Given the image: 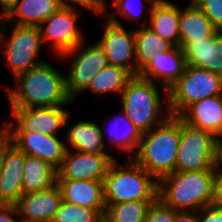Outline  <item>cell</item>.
<instances>
[{
  "label": "cell",
  "mask_w": 222,
  "mask_h": 222,
  "mask_svg": "<svg viewBox=\"0 0 222 222\" xmlns=\"http://www.w3.org/2000/svg\"><path fill=\"white\" fill-rule=\"evenodd\" d=\"M17 88L6 87L10 108L58 107L70 104L65 75L47 61L21 73Z\"/></svg>",
  "instance_id": "cell-1"
},
{
  "label": "cell",
  "mask_w": 222,
  "mask_h": 222,
  "mask_svg": "<svg viewBox=\"0 0 222 222\" xmlns=\"http://www.w3.org/2000/svg\"><path fill=\"white\" fill-rule=\"evenodd\" d=\"M62 7L60 0H19L5 17V26H39Z\"/></svg>",
  "instance_id": "cell-22"
},
{
  "label": "cell",
  "mask_w": 222,
  "mask_h": 222,
  "mask_svg": "<svg viewBox=\"0 0 222 222\" xmlns=\"http://www.w3.org/2000/svg\"><path fill=\"white\" fill-rule=\"evenodd\" d=\"M176 210L164 205L158 198L149 207L144 222H175Z\"/></svg>",
  "instance_id": "cell-33"
},
{
  "label": "cell",
  "mask_w": 222,
  "mask_h": 222,
  "mask_svg": "<svg viewBox=\"0 0 222 222\" xmlns=\"http://www.w3.org/2000/svg\"><path fill=\"white\" fill-rule=\"evenodd\" d=\"M190 1L186 8L180 9L179 45L182 49L190 42L211 37L218 31L200 8Z\"/></svg>",
  "instance_id": "cell-21"
},
{
  "label": "cell",
  "mask_w": 222,
  "mask_h": 222,
  "mask_svg": "<svg viewBox=\"0 0 222 222\" xmlns=\"http://www.w3.org/2000/svg\"><path fill=\"white\" fill-rule=\"evenodd\" d=\"M180 143V118L170 115L162 124L144 132L135 156L130 155L157 181L176 171Z\"/></svg>",
  "instance_id": "cell-3"
},
{
  "label": "cell",
  "mask_w": 222,
  "mask_h": 222,
  "mask_svg": "<svg viewBox=\"0 0 222 222\" xmlns=\"http://www.w3.org/2000/svg\"><path fill=\"white\" fill-rule=\"evenodd\" d=\"M218 31H222V0H193Z\"/></svg>",
  "instance_id": "cell-32"
},
{
  "label": "cell",
  "mask_w": 222,
  "mask_h": 222,
  "mask_svg": "<svg viewBox=\"0 0 222 222\" xmlns=\"http://www.w3.org/2000/svg\"><path fill=\"white\" fill-rule=\"evenodd\" d=\"M156 83L139 75L133 76L120 94L121 110L142 133L162 124L170 116L169 112L166 118L161 116L164 112L159 91H163L168 97V90Z\"/></svg>",
  "instance_id": "cell-5"
},
{
  "label": "cell",
  "mask_w": 222,
  "mask_h": 222,
  "mask_svg": "<svg viewBox=\"0 0 222 222\" xmlns=\"http://www.w3.org/2000/svg\"><path fill=\"white\" fill-rule=\"evenodd\" d=\"M215 135L194 128L180 119V143L176 171L216 170L214 167Z\"/></svg>",
  "instance_id": "cell-8"
},
{
  "label": "cell",
  "mask_w": 222,
  "mask_h": 222,
  "mask_svg": "<svg viewBox=\"0 0 222 222\" xmlns=\"http://www.w3.org/2000/svg\"><path fill=\"white\" fill-rule=\"evenodd\" d=\"M195 211H177L175 216V222H198V214H193Z\"/></svg>",
  "instance_id": "cell-38"
},
{
  "label": "cell",
  "mask_w": 222,
  "mask_h": 222,
  "mask_svg": "<svg viewBox=\"0 0 222 222\" xmlns=\"http://www.w3.org/2000/svg\"><path fill=\"white\" fill-rule=\"evenodd\" d=\"M111 129L109 128V139L112 146L115 145L119 150L126 151L127 153L133 152V157L135 152L139 148L143 133L133 124V122L126 116L125 112L122 110L119 115L114 116L112 120L113 123ZM109 123V124H110ZM123 123L124 127L121 126ZM123 127L120 129L119 127ZM132 151V152H131Z\"/></svg>",
  "instance_id": "cell-27"
},
{
  "label": "cell",
  "mask_w": 222,
  "mask_h": 222,
  "mask_svg": "<svg viewBox=\"0 0 222 222\" xmlns=\"http://www.w3.org/2000/svg\"><path fill=\"white\" fill-rule=\"evenodd\" d=\"M16 204H0V222H21ZM16 218V219H15Z\"/></svg>",
  "instance_id": "cell-36"
},
{
  "label": "cell",
  "mask_w": 222,
  "mask_h": 222,
  "mask_svg": "<svg viewBox=\"0 0 222 222\" xmlns=\"http://www.w3.org/2000/svg\"><path fill=\"white\" fill-rule=\"evenodd\" d=\"M145 1H148L151 5L155 4L152 0ZM142 2H144V0H113L111 3L113 4L116 13H119L124 18L131 20V22L138 20L137 23L140 24L139 19L142 17L144 11V8H142L144 7ZM136 3L139 4L136 5Z\"/></svg>",
  "instance_id": "cell-31"
},
{
  "label": "cell",
  "mask_w": 222,
  "mask_h": 222,
  "mask_svg": "<svg viewBox=\"0 0 222 222\" xmlns=\"http://www.w3.org/2000/svg\"><path fill=\"white\" fill-rule=\"evenodd\" d=\"M197 212L198 222H222V207L210 204Z\"/></svg>",
  "instance_id": "cell-35"
},
{
  "label": "cell",
  "mask_w": 222,
  "mask_h": 222,
  "mask_svg": "<svg viewBox=\"0 0 222 222\" xmlns=\"http://www.w3.org/2000/svg\"><path fill=\"white\" fill-rule=\"evenodd\" d=\"M154 3H161V2H165V1H168V0H152Z\"/></svg>",
  "instance_id": "cell-44"
},
{
  "label": "cell",
  "mask_w": 222,
  "mask_h": 222,
  "mask_svg": "<svg viewBox=\"0 0 222 222\" xmlns=\"http://www.w3.org/2000/svg\"><path fill=\"white\" fill-rule=\"evenodd\" d=\"M98 222H110L105 216H103Z\"/></svg>",
  "instance_id": "cell-43"
},
{
  "label": "cell",
  "mask_w": 222,
  "mask_h": 222,
  "mask_svg": "<svg viewBox=\"0 0 222 222\" xmlns=\"http://www.w3.org/2000/svg\"><path fill=\"white\" fill-rule=\"evenodd\" d=\"M132 77L128 70L108 64L91 80L86 90L96 94L116 92L120 95Z\"/></svg>",
  "instance_id": "cell-28"
},
{
  "label": "cell",
  "mask_w": 222,
  "mask_h": 222,
  "mask_svg": "<svg viewBox=\"0 0 222 222\" xmlns=\"http://www.w3.org/2000/svg\"><path fill=\"white\" fill-rule=\"evenodd\" d=\"M134 36L138 74L152 60L155 53L165 52L173 47L170 42L148 27L146 22L142 23V27L134 30Z\"/></svg>",
  "instance_id": "cell-26"
},
{
  "label": "cell",
  "mask_w": 222,
  "mask_h": 222,
  "mask_svg": "<svg viewBox=\"0 0 222 222\" xmlns=\"http://www.w3.org/2000/svg\"><path fill=\"white\" fill-rule=\"evenodd\" d=\"M215 140H222V127L218 131V133L215 135Z\"/></svg>",
  "instance_id": "cell-41"
},
{
  "label": "cell",
  "mask_w": 222,
  "mask_h": 222,
  "mask_svg": "<svg viewBox=\"0 0 222 222\" xmlns=\"http://www.w3.org/2000/svg\"><path fill=\"white\" fill-rule=\"evenodd\" d=\"M178 117L194 128L216 135L222 127V95L196 101Z\"/></svg>",
  "instance_id": "cell-19"
},
{
  "label": "cell",
  "mask_w": 222,
  "mask_h": 222,
  "mask_svg": "<svg viewBox=\"0 0 222 222\" xmlns=\"http://www.w3.org/2000/svg\"><path fill=\"white\" fill-rule=\"evenodd\" d=\"M101 18L106 19V24L103 35L97 42L106 52L109 64L120 66L137 76L134 30L127 31L114 15L109 16L106 11Z\"/></svg>",
  "instance_id": "cell-11"
},
{
  "label": "cell",
  "mask_w": 222,
  "mask_h": 222,
  "mask_svg": "<svg viewBox=\"0 0 222 222\" xmlns=\"http://www.w3.org/2000/svg\"><path fill=\"white\" fill-rule=\"evenodd\" d=\"M186 66L182 47L173 46L168 51L155 53L138 75L152 82L157 80L162 87L169 90L183 74Z\"/></svg>",
  "instance_id": "cell-17"
},
{
  "label": "cell",
  "mask_w": 222,
  "mask_h": 222,
  "mask_svg": "<svg viewBox=\"0 0 222 222\" xmlns=\"http://www.w3.org/2000/svg\"><path fill=\"white\" fill-rule=\"evenodd\" d=\"M82 47L83 43L60 56L67 58L75 54L74 60L69 65L68 74L65 75L66 92L72 101L86 91L91 80L109 64L106 52L97 41L79 52Z\"/></svg>",
  "instance_id": "cell-9"
},
{
  "label": "cell",
  "mask_w": 222,
  "mask_h": 222,
  "mask_svg": "<svg viewBox=\"0 0 222 222\" xmlns=\"http://www.w3.org/2000/svg\"><path fill=\"white\" fill-rule=\"evenodd\" d=\"M25 153L0 132V204H16L23 194Z\"/></svg>",
  "instance_id": "cell-13"
},
{
  "label": "cell",
  "mask_w": 222,
  "mask_h": 222,
  "mask_svg": "<svg viewBox=\"0 0 222 222\" xmlns=\"http://www.w3.org/2000/svg\"><path fill=\"white\" fill-rule=\"evenodd\" d=\"M154 201L137 200L105 205L104 216L110 222H144L148 209Z\"/></svg>",
  "instance_id": "cell-29"
},
{
  "label": "cell",
  "mask_w": 222,
  "mask_h": 222,
  "mask_svg": "<svg viewBox=\"0 0 222 222\" xmlns=\"http://www.w3.org/2000/svg\"><path fill=\"white\" fill-rule=\"evenodd\" d=\"M22 174L23 194L42 191L56 184V168L36 156L25 154Z\"/></svg>",
  "instance_id": "cell-25"
},
{
  "label": "cell",
  "mask_w": 222,
  "mask_h": 222,
  "mask_svg": "<svg viewBox=\"0 0 222 222\" xmlns=\"http://www.w3.org/2000/svg\"><path fill=\"white\" fill-rule=\"evenodd\" d=\"M68 149L61 165L56 169V179L104 180L110 163V154L84 153Z\"/></svg>",
  "instance_id": "cell-14"
},
{
  "label": "cell",
  "mask_w": 222,
  "mask_h": 222,
  "mask_svg": "<svg viewBox=\"0 0 222 222\" xmlns=\"http://www.w3.org/2000/svg\"><path fill=\"white\" fill-rule=\"evenodd\" d=\"M19 0H0L1 14L6 17L16 6Z\"/></svg>",
  "instance_id": "cell-40"
},
{
  "label": "cell",
  "mask_w": 222,
  "mask_h": 222,
  "mask_svg": "<svg viewBox=\"0 0 222 222\" xmlns=\"http://www.w3.org/2000/svg\"><path fill=\"white\" fill-rule=\"evenodd\" d=\"M62 201V194L54 186L37 192L22 194L16 203L21 222H52Z\"/></svg>",
  "instance_id": "cell-16"
},
{
  "label": "cell",
  "mask_w": 222,
  "mask_h": 222,
  "mask_svg": "<svg viewBox=\"0 0 222 222\" xmlns=\"http://www.w3.org/2000/svg\"><path fill=\"white\" fill-rule=\"evenodd\" d=\"M78 13L75 8L61 7L38 27L42 44L51 42L53 53L61 56L83 43V34L77 26Z\"/></svg>",
  "instance_id": "cell-12"
},
{
  "label": "cell",
  "mask_w": 222,
  "mask_h": 222,
  "mask_svg": "<svg viewBox=\"0 0 222 222\" xmlns=\"http://www.w3.org/2000/svg\"><path fill=\"white\" fill-rule=\"evenodd\" d=\"M150 22L147 25L173 46H179L180 8L170 1L149 6Z\"/></svg>",
  "instance_id": "cell-23"
},
{
  "label": "cell",
  "mask_w": 222,
  "mask_h": 222,
  "mask_svg": "<svg viewBox=\"0 0 222 222\" xmlns=\"http://www.w3.org/2000/svg\"><path fill=\"white\" fill-rule=\"evenodd\" d=\"M214 167L216 170L222 167V140H215Z\"/></svg>",
  "instance_id": "cell-39"
},
{
  "label": "cell",
  "mask_w": 222,
  "mask_h": 222,
  "mask_svg": "<svg viewBox=\"0 0 222 222\" xmlns=\"http://www.w3.org/2000/svg\"><path fill=\"white\" fill-rule=\"evenodd\" d=\"M213 204L222 207V169L216 170Z\"/></svg>",
  "instance_id": "cell-37"
},
{
  "label": "cell",
  "mask_w": 222,
  "mask_h": 222,
  "mask_svg": "<svg viewBox=\"0 0 222 222\" xmlns=\"http://www.w3.org/2000/svg\"><path fill=\"white\" fill-rule=\"evenodd\" d=\"M128 160L120 168L116 159L110 163L103 180L105 205L157 199L158 181L133 158Z\"/></svg>",
  "instance_id": "cell-4"
},
{
  "label": "cell",
  "mask_w": 222,
  "mask_h": 222,
  "mask_svg": "<svg viewBox=\"0 0 222 222\" xmlns=\"http://www.w3.org/2000/svg\"><path fill=\"white\" fill-rule=\"evenodd\" d=\"M1 133L25 154L47 161L56 169L69 149L56 135H44L36 131Z\"/></svg>",
  "instance_id": "cell-15"
},
{
  "label": "cell",
  "mask_w": 222,
  "mask_h": 222,
  "mask_svg": "<svg viewBox=\"0 0 222 222\" xmlns=\"http://www.w3.org/2000/svg\"><path fill=\"white\" fill-rule=\"evenodd\" d=\"M106 208H88L62 200L52 222H98Z\"/></svg>",
  "instance_id": "cell-30"
},
{
  "label": "cell",
  "mask_w": 222,
  "mask_h": 222,
  "mask_svg": "<svg viewBox=\"0 0 222 222\" xmlns=\"http://www.w3.org/2000/svg\"><path fill=\"white\" fill-rule=\"evenodd\" d=\"M222 95V76L187 65L183 74L168 90L166 110L179 116L196 101Z\"/></svg>",
  "instance_id": "cell-6"
},
{
  "label": "cell",
  "mask_w": 222,
  "mask_h": 222,
  "mask_svg": "<svg viewBox=\"0 0 222 222\" xmlns=\"http://www.w3.org/2000/svg\"><path fill=\"white\" fill-rule=\"evenodd\" d=\"M62 7L74 8V4L80 5L88 10H92L98 16H103L106 10V0H60ZM72 3V4H71Z\"/></svg>",
  "instance_id": "cell-34"
},
{
  "label": "cell",
  "mask_w": 222,
  "mask_h": 222,
  "mask_svg": "<svg viewBox=\"0 0 222 222\" xmlns=\"http://www.w3.org/2000/svg\"><path fill=\"white\" fill-rule=\"evenodd\" d=\"M68 144L84 153L108 154L105 150L104 133L93 121L80 120L73 124L66 135Z\"/></svg>",
  "instance_id": "cell-24"
},
{
  "label": "cell",
  "mask_w": 222,
  "mask_h": 222,
  "mask_svg": "<svg viewBox=\"0 0 222 222\" xmlns=\"http://www.w3.org/2000/svg\"><path fill=\"white\" fill-rule=\"evenodd\" d=\"M216 170L175 171L158 180L157 198L177 211H198L214 201Z\"/></svg>",
  "instance_id": "cell-2"
},
{
  "label": "cell",
  "mask_w": 222,
  "mask_h": 222,
  "mask_svg": "<svg viewBox=\"0 0 222 222\" xmlns=\"http://www.w3.org/2000/svg\"><path fill=\"white\" fill-rule=\"evenodd\" d=\"M5 20L0 31V45L4 44V57L10 67L14 79L21 73L45 61L36 60L43 46L38 26L14 24L11 35L5 41Z\"/></svg>",
  "instance_id": "cell-7"
},
{
  "label": "cell",
  "mask_w": 222,
  "mask_h": 222,
  "mask_svg": "<svg viewBox=\"0 0 222 222\" xmlns=\"http://www.w3.org/2000/svg\"><path fill=\"white\" fill-rule=\"evenodd\" d=\"M62 107L11 108V115L16 122L13 120L5 123L0 132L36 131L44 135L58 136V131L67 127L70 119V113Z\"/></svg>",
  "instance_id": "cell-10"
},
{
  "label": "cell",
  "mask_w": 222,
  "mask_h": 222,
  "mask_svg": "<svg viewBox=\"0 0 222 222\" xmlns=\"http://www.w3.org/2000/svg\"><path fill=\"white\" fill-rule=\"evenodd\" d=\"M62 200L88 208H106L103 180L56 179Z\"/></svg>",
  "instance_id": "cell-20"
},
{
  "label": "cell",
  "mask_w": 222,
  "mask_h": 222,
  "mask_svg": "<svg viewBox=\"0 0 222 222\" xmlns=\"http://www.w3.org/2000/svg\"><path fill=\"white\" fill-rule=\"evenodd\" d=\"M5 17L0 13V31L2 29L3 23H4Z\"/></svg>",
  "instance_id": "cell-42"
},
{
  "label": "cell",
  "mask_w": 222,
  "mask_h": 222,
  "mask_svg": "<svg viewBox=\"0 0 222 222\" xmlns=\"http://www.w3.org/2000/svg\"><path fill=\"white\" fill-rule=\"evenodd\" d=\"M186 64L222 76V31L211 37L190 42L184 49Z\"/></svg>",
  "instance_id": "cell-18"
}]
</instances>
